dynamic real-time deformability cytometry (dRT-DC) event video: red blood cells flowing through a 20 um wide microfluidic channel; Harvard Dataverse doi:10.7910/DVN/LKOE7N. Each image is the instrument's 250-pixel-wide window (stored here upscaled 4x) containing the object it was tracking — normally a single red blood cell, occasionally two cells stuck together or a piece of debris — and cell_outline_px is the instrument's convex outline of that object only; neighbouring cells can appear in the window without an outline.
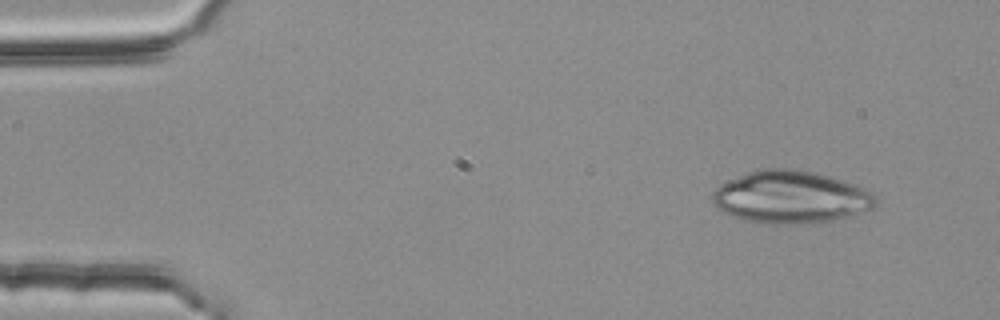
{"species": "common noctule bat (a hibernating species)", "species_latin": "Nyctalus noctula", "temperature_condition": "room temperature", "stored_images_in_passage": 3, "camera_frame_rate_fps": 3000, "um_per_image_px": 0.085, "animal": {"sex": "female", "body_mass_g": 25.1}, "frame": {"image": 1, "passage_image": 1, "time_ms": 0.0, "image_size_px": [1000, 320], "cell_outline_px": [[880, 200], [872, 208], [832, 220], [800, 224], [768, 224], [744, 220], [732, 216], [716, 208], [712, 204], [712, 192], [720, 184], [728, 180], [748, 172], [764, 168], [792, 168], [812, 172], [828, 176], [852, 184], [872, 192]], "centroid_in_image_um": [67.16, 16.75], "position_along_channel_um": 17.8, "area_um2": 49.77}}